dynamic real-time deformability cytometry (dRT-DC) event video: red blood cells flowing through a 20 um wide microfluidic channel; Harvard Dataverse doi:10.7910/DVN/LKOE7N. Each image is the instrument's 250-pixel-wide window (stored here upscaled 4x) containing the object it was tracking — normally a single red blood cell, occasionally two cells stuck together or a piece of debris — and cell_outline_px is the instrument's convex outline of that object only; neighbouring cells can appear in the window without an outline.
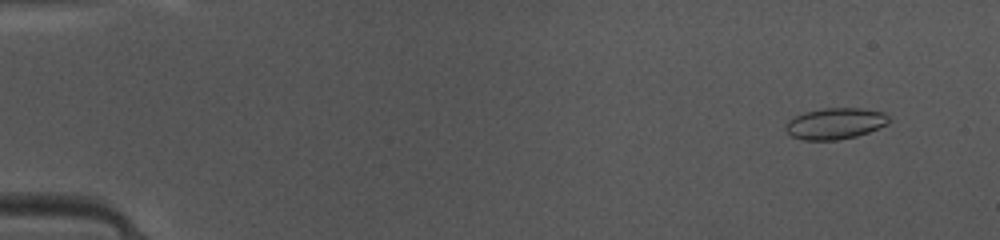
{"species": "common noctule bat (a hibernating species)", "species_latin": "Nyctalus noctula", "temperature_condition": "warm", "stored_images_in_passage": 48, "camera_frame_rate_fps": 3000, "um_per_image_px": 0.085, "animal": {"sex": "female", "body_mass_g": 10.0, "forearm_length_mm": 53.1}, "frame": {"image": 1, "passage_image": 4, "time_ms": 1.0, "image_size_px": [1000, 240], "cell_outline_px": [[888, 124], [868, 132], [856, 136], [836, 140], [804, 140], [792, 136], [784, 128], [784, 124], [788, 120], [804, 112], [824, 108], [860, 108], [884, 112], [888, 116]], "centroid_in_image_um": [70.97, 10.5], "position_along_channel_um": 14.0, "area_um2": 18.73}}
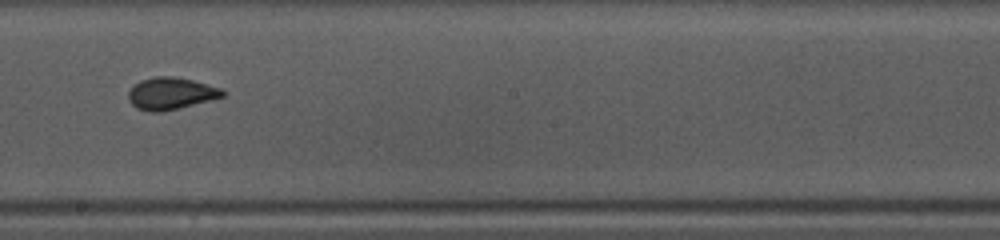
{"frame": {"image": 2, "passage_image": 28, "time_ms": 9.0, "image_size_px": [1000, 240], "cell_outline_px": [[224, 96], [180, 108], [164, 112], [148, 112], [136, 108], [128, 100], [128, 92], [132, 84], [140, 80], [152, 76], [172, 76], [192, 80], [220, 88], [224, 92]], "centroid_in_image_um": [14.45, 7.95], "position_along_channel_um": 233.8, "area_um2": 17.74}}
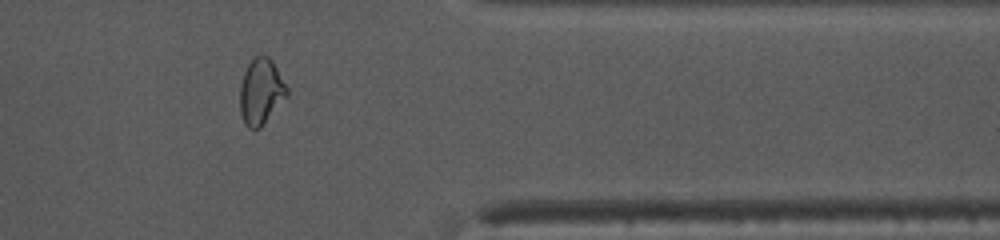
{"frame": {"image": 3, "passage_image": 40, "time_ms": 13.0, "image_size_px": [1000, 240], "cell_outline_px": [[288, 96], [260, 128], [248, 128], [244, 124], [240, 112], [240, 84], [244, 72], [248, 64], [256, 56], [268, 56], [272, 60], [288, 88]], "centroid_in_image_um": [22.18, 7.8], "position_along_channel_um": 389.2, "area_um2": 18.03}, "authors_computed_cell_mechanics": {"area_um2": 17.6579, "velocity_mm_per_s": 4.1703, "shape_relaxation_time_tau1_ms": 5.0907, "shape_relaxation_time_tau2_ms": 0.7764, "deformation_change_tau1": 0.1203, "deformation_change_tau2": 0.0512}}